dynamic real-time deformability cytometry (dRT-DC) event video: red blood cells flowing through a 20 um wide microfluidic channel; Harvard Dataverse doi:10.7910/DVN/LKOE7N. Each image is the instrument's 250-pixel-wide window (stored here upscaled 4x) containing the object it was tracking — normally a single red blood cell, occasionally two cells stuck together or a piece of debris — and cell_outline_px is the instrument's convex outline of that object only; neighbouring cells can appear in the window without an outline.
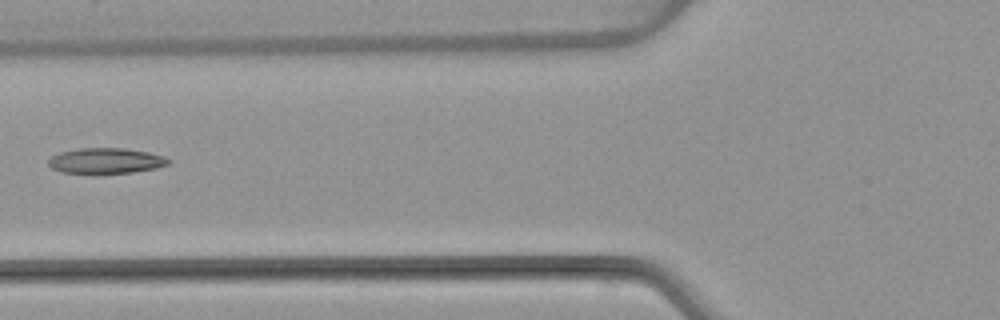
{"species": "common noctule bat (a hibernating species)", "species_latin": "Nyctalus noctula", "temperature_condition": "warm", "stored_images_in_passage": 7, "camera_frame_rate_fps": 3000, "um_per_image_px": 0.085, "animal": {"sex": "female", "body_mass_g": 22.7, "forearm_length_mm": 54.2}, "frame": {"image": 1, "passage_image": 6, "time_ms": 6.0, "image_size_px": [1000, 320], "cell_outline_px": [[172, 160], [168, 164], [156, 168], [132, 172], [60, 172], [52, 168], [48, 164], [48, 160], [52, 156], [60, 152], [80, 148], [124, 148], [148, 152], [164, 156]], "centroid_in_image_um": [9.02, 13.64], "position_along_channel_um": 116.8, "area_um2": 17.51}}
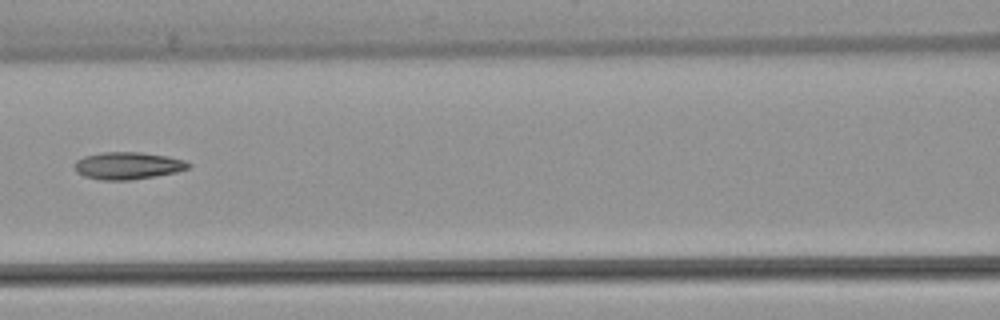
{"frame": {"image": 2, "passage_image": 7, "time_ms": 7.0, "image_size_px": [1000, 320], "cell_outline_px": [[192, 164], [188, 168], [176, 172], [128, 180], [100, 180], [84, 176], [76, 172], [76, 160], [84, 156], [100, 152], [140, 152], [168, 156], [184, 160]], "centroid_in_image_um": [10.85, 14.07], "position_along_channel_um": 155.7, "area_um2": 17.98}}